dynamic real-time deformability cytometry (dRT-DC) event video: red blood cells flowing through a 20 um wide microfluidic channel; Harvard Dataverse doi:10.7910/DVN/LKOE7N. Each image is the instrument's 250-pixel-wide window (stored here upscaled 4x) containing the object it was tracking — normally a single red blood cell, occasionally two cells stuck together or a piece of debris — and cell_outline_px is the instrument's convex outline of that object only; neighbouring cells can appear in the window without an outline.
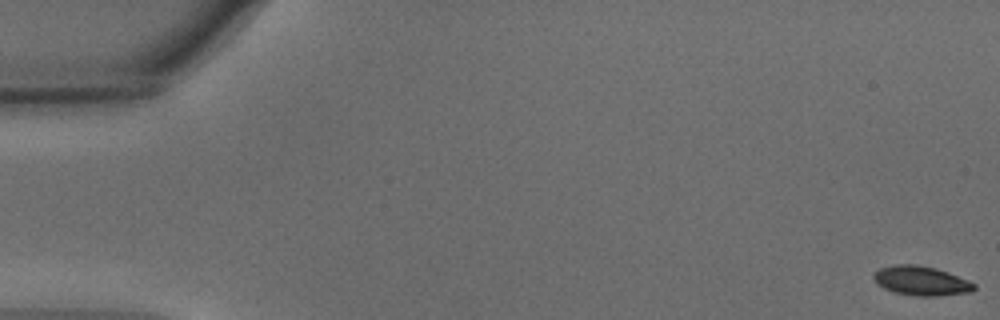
{"species": "common noctule bat (a hibernating species)", "species_latin": "Nyctalus noctula", "temperature_condition": "warm", "stored_images_in_passage": 56, "camera_frame_rate_fps": 3000, "um_per_image_px": 0.085, "animal": {"sex": "male", "body_mass_g": 15.6}, "frame": {"image": 1, "passage_image": 1, "time_ms": 0.0, "image_size_px": [1000, 320], "cell_outline_px": [[976, 288], [968, 292], [936, 296], [916, 296], [896, 292], [884, 288], [876, 284], [872, 276], [880, 268], [896, 264], [916, 264], [936, 268], [948, 272], [968, 280], [976, 284]], "centroid_in_image_um": [78.29, 23.86], "position_along_channel_um": 6.7, "area_um2": 17.11}}
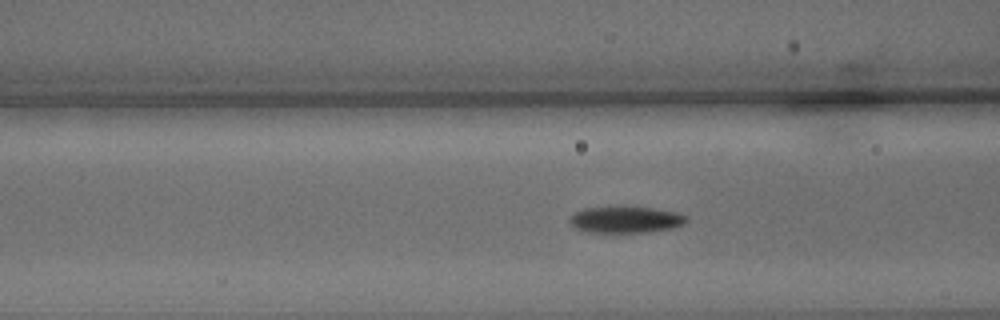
{"frame": {"image": 2, "passage_image": 22, "time_ms": 7.0, "image_size_px": [1000, 320], "cell_outline_px": [[688, 220], [684, 224], [672, 228], [648, 232], [588, 232], [576, 228], [568, 220], [572, 212], [584, 208], [656, 208], [676, 212], [688, 216]], "centroid_in_image_um": [53.19, 18.68], "position_along_channel_um": 113.4, "area_um2": 17.8}}
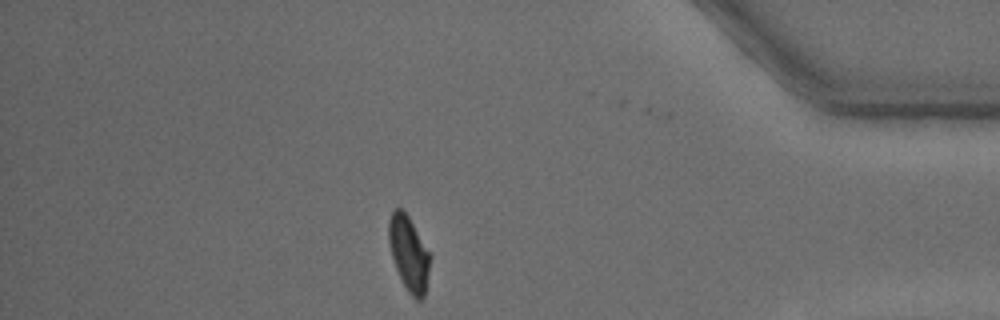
{"frame": {"image": 3, "passage_image": 48, "time_ms": 15.667, "image_size_px": [1000, 320], "cell_outline_px": [[432, 256], [424, 296], [420, 300], [416, 300], [408, 292], [396, 268], [392, 256], [388, 240], [388, 220], [392, 212], [396, 208], [400, 208], [408, 216]], "centroid_in_image_um": [34.76, 21.55], "position_along_channel_um": 400.4, "area_um2": 17.86}, "authors_computed_cell_mechanics": {"area_um2": 17.9758, "velocity_mm_per_s": 3.7319, "shape_relaxation_time_tau1_ms": 3.214, "shape_relaxation_time_tau2_ms": 5.5612, "deformation_change_tau1": 0.1582, "deformation_change_tau2": 0.0627}}